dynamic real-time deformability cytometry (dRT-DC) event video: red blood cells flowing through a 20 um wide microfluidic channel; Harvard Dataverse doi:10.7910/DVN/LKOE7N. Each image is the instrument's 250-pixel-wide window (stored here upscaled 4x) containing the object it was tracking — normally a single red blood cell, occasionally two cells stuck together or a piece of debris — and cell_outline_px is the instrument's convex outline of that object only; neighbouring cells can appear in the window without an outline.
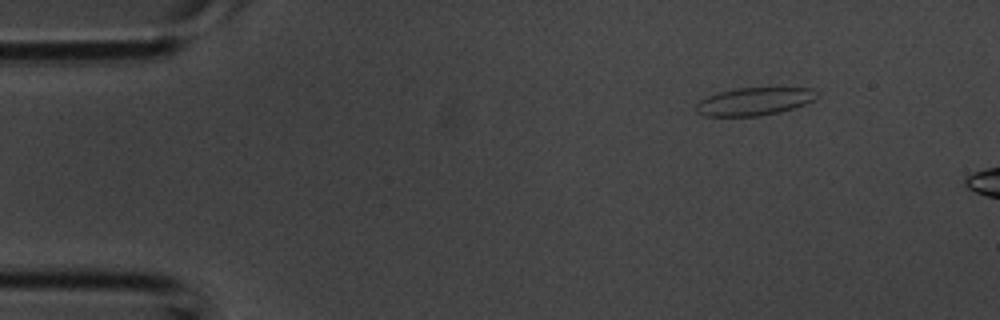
{"species": "common noctule bat (a hibernating species)", "species_latin": "Nyctalus noctula", "temperature_condition": "room temperature", "stored_images_in_passage": 3, "camera_frame_rate_fps": 3000, "um_per_image_px": 0.085, "animal": {"sex": "male", "body_mass_g": 20.1, "forearm_length_mm": 53.5}, "frame": {"image": 1, "passage_image": 3, "time_ms": 0.667, "image_size_px": [1000, 320], "cell_outline_px": [[820, 92], [812, 100], [804, 104], [780, 112], [760, 116], [704, 116], [696, 112], [696, 104], [700, 100], [708, 96], [720, 92], [736, 88], [812, 88]], "centroid_in_image_um": [64.1, 8.62], "position_along_channel_um": 20.9, "area_um2": 19.48}}